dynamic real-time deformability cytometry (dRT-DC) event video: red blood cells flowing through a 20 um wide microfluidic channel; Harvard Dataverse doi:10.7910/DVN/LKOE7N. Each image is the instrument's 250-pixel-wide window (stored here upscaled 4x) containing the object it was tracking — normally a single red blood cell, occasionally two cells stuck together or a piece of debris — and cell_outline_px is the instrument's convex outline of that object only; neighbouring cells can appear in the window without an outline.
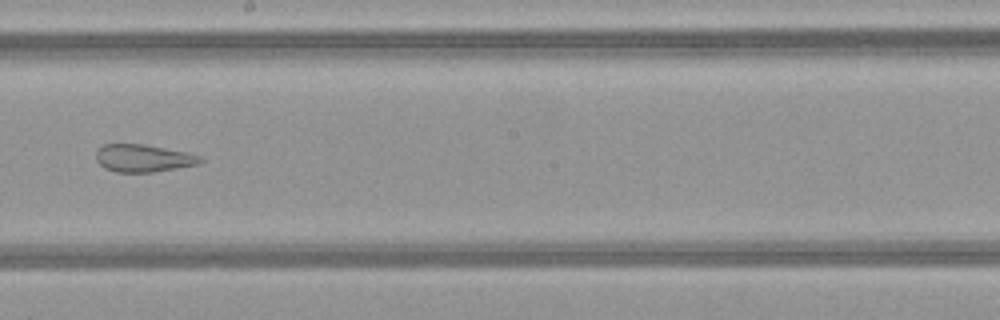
{"species": "common noctule bat (a hibernating species)", "species_latin": "Nyctalus noctula", "temperature_condition": "warm", "stored_images_in_passage": 49, "camera_frame_rate_fps": 3000, "um_per_image_px": 0.085, "animal": {"sex": "female", "body_mass_g": 21.9}, "frame": {"image": 1, "passage_image": 28, "time_ms": 9.0, "image_size_px": [1000, 320], "cell_outline_px": [[204, 160], [200, 164], [152, 172], [116, 172], [104, 168], [96, 160], [96, 152], [104, 144], [144, 144], [184, 152], [200, 156]], "centroid_in_image_um": [12.17, 13.45], "position_along_channel_um": 236.0, "area_um2": 16.59}}
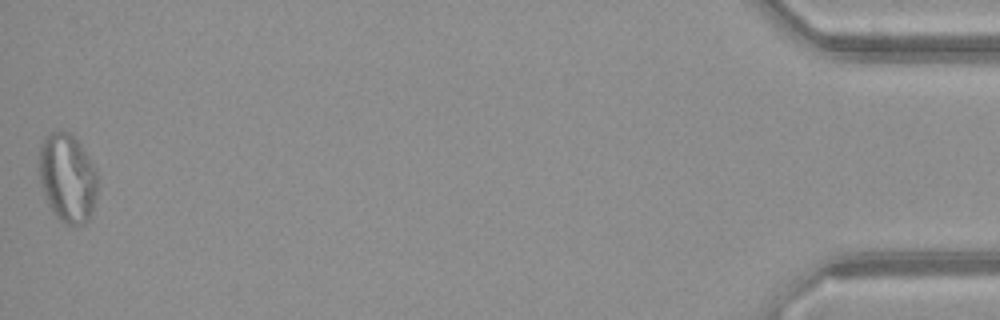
{"frame": {"image": 2, "passage_image": 49, "time_ms": 16.0, "image_size_px": [1000, 320], "cell_outline_px": [[96, 192], [92, 212], [88, 220], [84, 224], [68, 224], [60, 220], [56, 216], [48, 204], [40, 180], [40, 144], [44, 136], [48, 132], [68, 132], [80, 144], [96, 168]], "centroid_in_image_um": [5.73, 15.11], "position_along_channel_um": 429.5, "area_um2": 29.77}, "authors_computed_cell_mechanics": {"area_um2": 26.299, "velocity_mm_per_s": 4.1776, "shape_relaxation_time_tau1_ms": null, "shape_relaxation_time_tau2_ms": 0.9185, "deformation_change_tau1": null, "deformation_change_tau2": 0.0913}}